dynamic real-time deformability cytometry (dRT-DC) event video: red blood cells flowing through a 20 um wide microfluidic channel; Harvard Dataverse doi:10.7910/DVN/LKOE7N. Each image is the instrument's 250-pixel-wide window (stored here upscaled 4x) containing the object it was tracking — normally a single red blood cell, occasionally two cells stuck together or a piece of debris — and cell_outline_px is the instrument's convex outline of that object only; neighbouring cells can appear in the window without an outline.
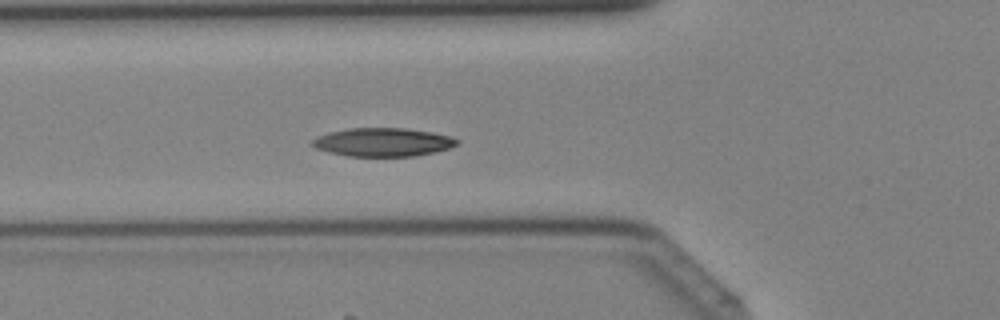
{"species": "Egyptian fruit bat (a non-hibernating species)", "species_latin": "Rousettus aegyptiacus", "temperature_condition": "cold", "stored_images_in_passage": 43, "camera_frame_rate_fps": 3000, "um_per_image_px": 0.085, "animal": {"sex": "female"}, "frame": {"image": 1, "passage_image": 16, "time_ms": 5.0, "image_size_px": [1000, 320], "cell_outline_px": [[460, 140], [456, 144], [448, 148], [416, 156], [348, 156], [328, 152], [316, 148], [312, 144], [312, 140], [316, 136], [328, 132], [348, 128], [404, 128], [432, 132], [452, 136]], "centroid_in_image_um": [32.52, 12.07], "position_along_channel_um": 93.3, "area_um2": 23.99}}
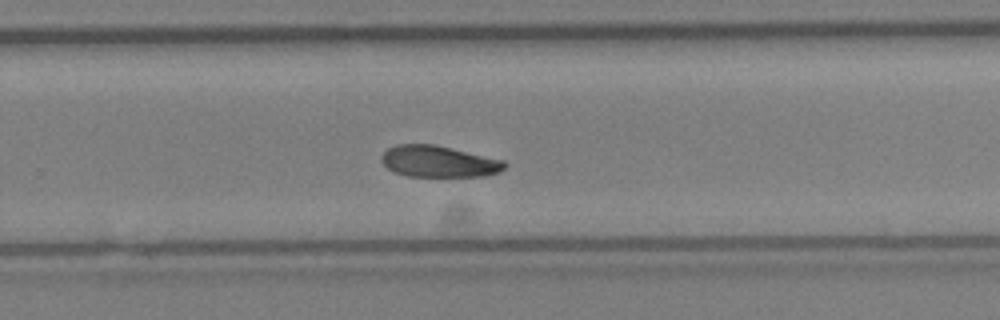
{"frame": {"image": 2, "passage_image": 28, "time_ms": 9.0, "image_size_px": [1000, 320], "cell_outline_px": [[508, 164], [500, 172], [484, 176], [408, 176], [392, 172], [380, 160], [380, 156], [388, 148], [396, 144], [432, 144], [452, 148], [504, 160]], "centroid_in_image_um": [37.28, 13.72], "position_along_channel_um": 292.5, "area_um2": 22.66}}
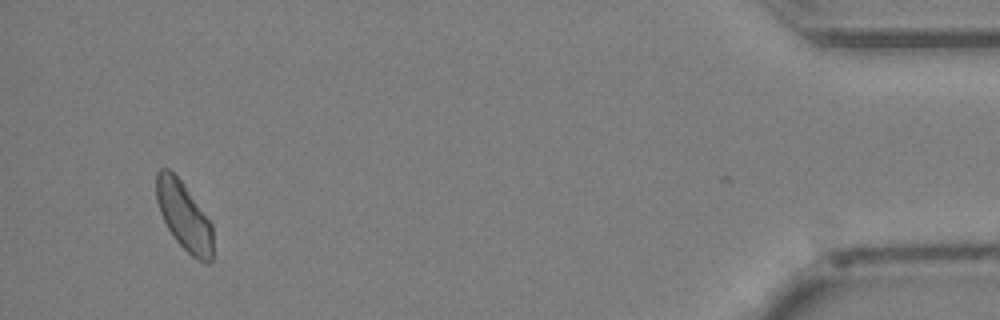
{"frame": {"image": 3, "passage_image": 40, "time_ms": 13.0, "image_size_px": [1000, 320], "cell_outline_px": [[212, 260], [208, 264], [204, 264], [192, 256], [176, 240], [168, 228], [160, 212], [156, 200], [156, 172], [160, 168], [168, 168], [184, 184], [212, 224]], "centroid_in_image_um": [15.64, 18.37], "position_along_channel_um": 419.6, "area_um2": 22.37}}